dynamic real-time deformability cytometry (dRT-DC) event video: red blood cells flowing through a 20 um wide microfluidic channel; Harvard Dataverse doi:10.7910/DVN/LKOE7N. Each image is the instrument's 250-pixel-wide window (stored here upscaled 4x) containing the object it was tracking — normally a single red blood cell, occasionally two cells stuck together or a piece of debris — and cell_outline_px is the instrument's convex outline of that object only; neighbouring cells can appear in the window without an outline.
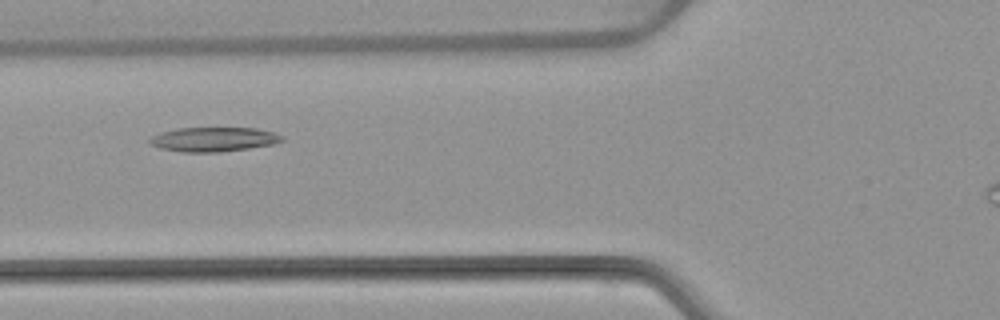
{"species": "common noctule bat (a hibernating species)", "species_latin": "Nyctalus noctula", "temperature_condition": "warm", "stored_images_in_passage": 5, "camera_frame_rate_fps": 3000, "um_per_image_px": 0.085, "animal": {"sex": "female", "body_mass_g": 22.7, "forearm_length_mm": 54.2}, "frame": {"image": 1, "passage_image": 3, "time_ms": 2.333, "image_size_px": [1000, 320], "cell_outline_px": [[284, 140], [272, 144], [248, 148], [220, 152], [184, 152], [160, 148], [152, 144], [148, 140], [152, 136], [160, 132], [176, 128], [256, 128], [272, 132], [284, 136]], "centroid_in_image_um": [18.15, 11.84], "position_along_channel_um": 107.7, "area_um2": 18.67}}
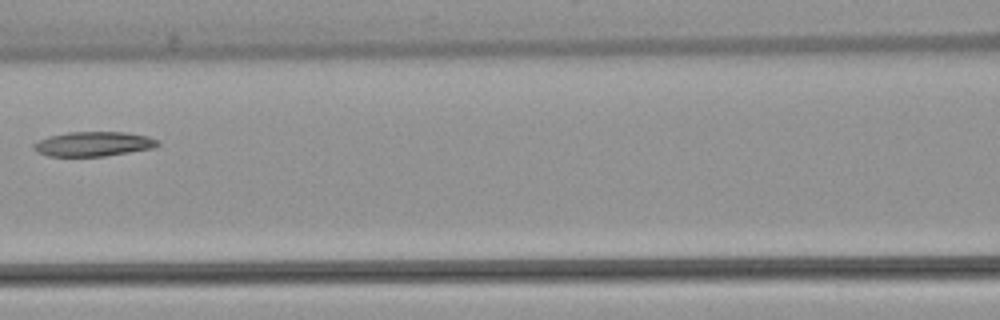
{"frame": {"image": 2, "passage_image": 4, "time_ms": 3.667, "image_size_px": [1000, 320], "cell_outline_px": [[160, 144], [152, 148], [104, 156], [48, 156], [36, 152], [32, 148], [32, 144], [48, 136], [68, 132], [124, 132], [148, 136], [160, 140]], "centroid_in_image_um": [7.92, 12.23], "position_along_channel_um": 158.7, "area_um2": 17.8}}
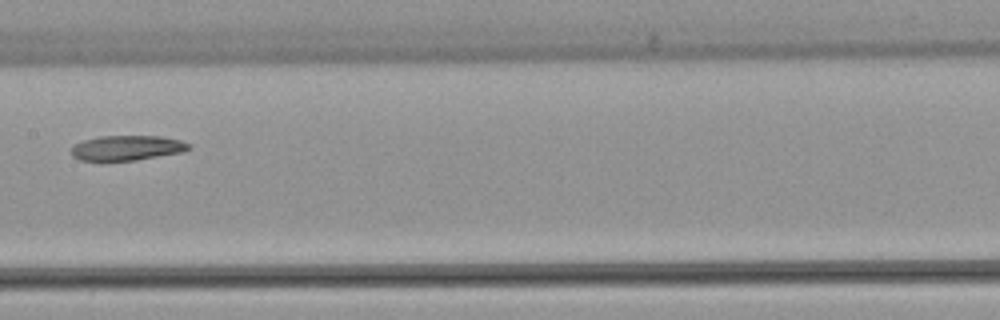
{"frame": {"image": 3, "passage_image": 5, "time_ms": 4.667, "image_size_px": [1000, 320], "cell_outline_px": [[192, 148], [184, 152], [136, 160], [100, 164], [80, 160], [72, 156], [72, 148], [76, 144], [84, 140], [100, 136], [160, 136], [180, 140], [192, 144]], "centroid_in_image_um": [10.78, 12.62], "position_along_channel_um": 196.6, "area_um2": 17.86}}